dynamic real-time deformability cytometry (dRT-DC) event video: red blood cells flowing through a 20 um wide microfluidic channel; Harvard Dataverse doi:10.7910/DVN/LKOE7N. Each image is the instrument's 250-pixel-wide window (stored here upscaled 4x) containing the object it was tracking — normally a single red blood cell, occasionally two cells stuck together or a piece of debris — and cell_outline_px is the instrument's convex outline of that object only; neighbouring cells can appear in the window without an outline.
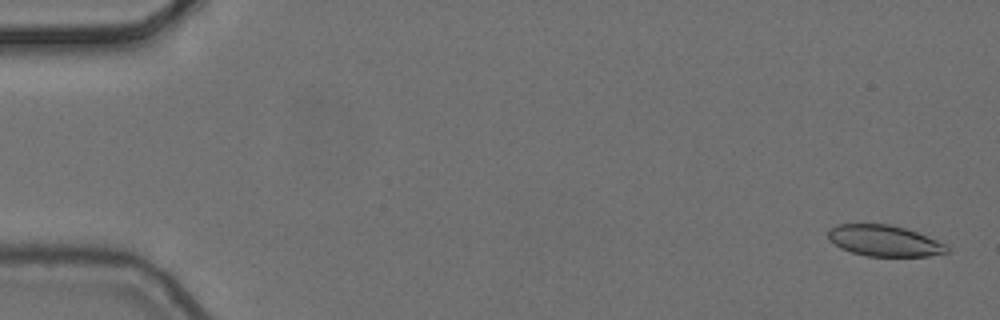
{"species": "common noctule bat (a hibernating species)", "species_latin": "Nyctalus noctula", "temperature_condition": "cold", "stored_images_in_passage": 5, "camera_frame_rate_fps": 3000, "um_per_image_px": 0.085, "animal": {"sex": "female", "body_mass_g": 24.6, "forearm_length_mm": 56.2}, "frame": {"image": 1, "passage_image": 1, "time_ms": 0.0, "image_size_px": [1000, 320], "cell_outline_px": [[948, 252], [928, 256], [868, 256], [852, 252], [840, 248], [828, 240], [828, 232], [836, 224], [888, 224], [904, 228], [916, 232], [936, 240], [944, 244], [948, 248]], "centroid_in_image_um": [75.12, 20.46], "position_along_channel_um": 9.9, "area_um2": 21.27}}
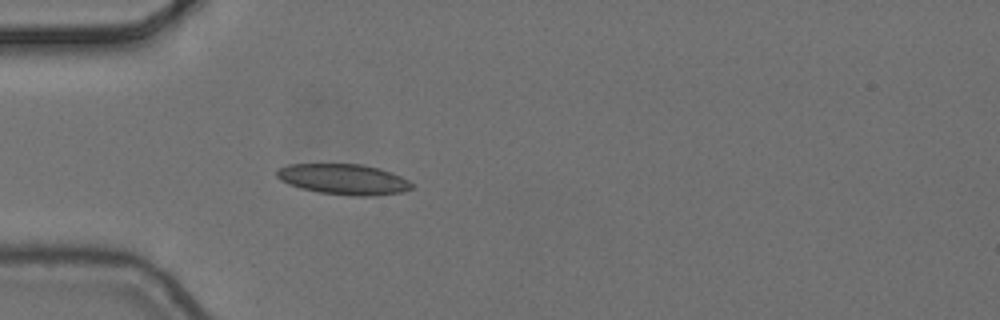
{"frame": {"image": 2, "passage_image": 5, "time_ms": 1.333, "image_size_px": [1000, 320], "cell_outline_px": [[412, 188], [404, 192], [372, 196], [352, 196], [320, 192], [300, 188], [288, 184], [280, 180], [276, 176], [276, 172], [280, 168], [288, 164], [360, 164], [380, 168], [392, 172], [408, 180], [412, 184]], "centroid_in_image_um": [29.21, 15.24], "position_along_channel_um": 55.8, "area_um2": 24.1}}